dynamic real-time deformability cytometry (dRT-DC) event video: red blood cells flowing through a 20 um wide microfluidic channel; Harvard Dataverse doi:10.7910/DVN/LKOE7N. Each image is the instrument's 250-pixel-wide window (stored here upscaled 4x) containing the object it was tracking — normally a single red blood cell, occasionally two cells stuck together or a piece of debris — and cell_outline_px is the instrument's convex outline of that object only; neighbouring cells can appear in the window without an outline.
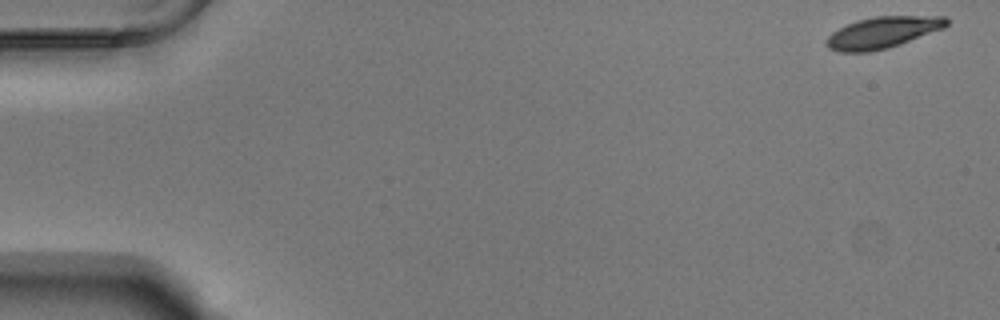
{"species": "Egyptian fruit bat (a non-hibernating species)", "species_latin": "Rousettus aegyptiacus", "temperature_condition": "warm", "stored_images_in_passage": 54, "camera_frame_rate_fps": 3000, "um_per_image_px": 0.085, "animal": {"sex": "male"}, "frame": {"image": 1, "passage_image": 1, "time_ms": 0.0, "image_size_px": [1000, 320], "cell_outline_px": [[948, 24], [944, 28], [900, 44], [888, 48], [868, 52], [840, 52], [828, 48], [824, 44], [828, 36], [832, 32], [856, 20], [876, 16], [944, 16], [948, 20]], "centroid_in_image_um": [75.0, 2.76], "position_along_channel_um": 10.0, "area_um2": 21.96}}
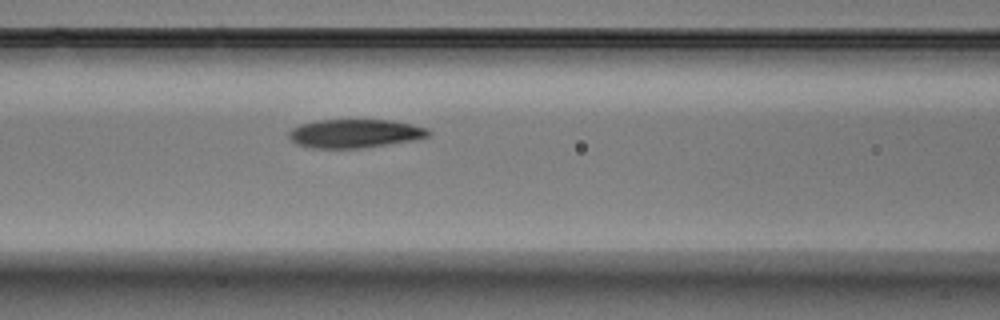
{"frame": {"image": 2, "passage_image": 23, "time_ms": 7.333, "image_size_px": [1000, 320], "cell_outline_px": [[432, 136], [412, 140], [360, 148], [312, 148], [296, 144], [288, 136], [288, 132], [292, 128], [300, 124], [320, 120], [392, 120], [428, 128], [432, 132]], "centroid_in_image_um": [30.17, 11.34], "position_along_channel_um": 136.4, "area_um2": 23.24}}
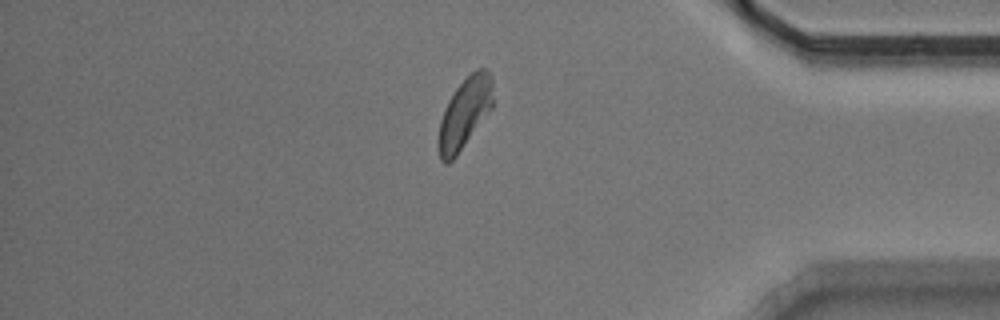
{"frame": {"image": 3, "passage_image": 46, "time_ms": 15.0, "image_size_px": [1000, 320], "cell_outline_px": [[492, 108], [456, 156], [448, 164], [444, 164], [440, 160], [440, 120], [444, 108], [448, 100], [456, 88], [476, 68], [484, 68], [492, 76]], "centroid_in_image_um": [39.51, 9.6], "position_along_channel_um": 395.7, "area_um2": 21.91}, "authors_computed_cell_mechanics": {"area_um2": 22.8888, "velocity_mm_per_s": 3.7273, "shape_relaxation_time_tau1_ms": 6.6703, "shape_relaxation_time_tau2_ms": 1.7467, "deformation_change_tau1": 0.1928, "deformation_change_tau2": 0.0617}}